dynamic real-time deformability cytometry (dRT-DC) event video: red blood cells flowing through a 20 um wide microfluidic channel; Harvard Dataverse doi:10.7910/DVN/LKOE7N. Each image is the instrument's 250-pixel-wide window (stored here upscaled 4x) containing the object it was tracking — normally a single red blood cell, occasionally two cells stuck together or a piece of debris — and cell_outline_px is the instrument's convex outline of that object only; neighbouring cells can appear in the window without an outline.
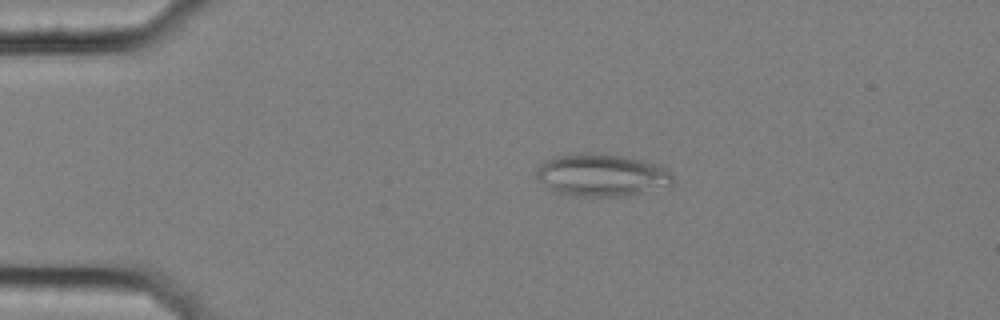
{"species": "common noctule bat (a hibernating species)", "species_latin": "Nyctalus noctula", "temperature_condition": "cold", "stored_images_in_passage": 46, "camera_frame_rate_fps": 3000, "um_per_image_px": 0.085, "animal": {"sex": "female", "body_mass_g": 25.1}, "frame": {"image": 1, "passage_image": 1, "time_ms": 0.0, "image_size_px": [1000, 320], "cell_outline_px": [[672, 184], [640, 192], [620, 196], [580, 196], [560, 192], [552, 188], [540, 180], [536, 176], [536, 168], [552, 156], [580, 152], [604, 152], [624, 156], [656, 164], [668, 168], [672, 176]], "centroid_in_image_um": [51.13, 14.83], "position_along_channel_um": 33.9, "area_um2": 33.41}}
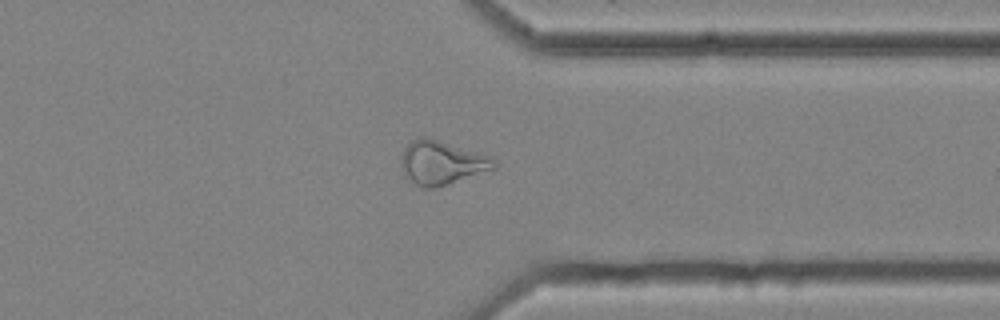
{"frame": {"image": 2, "passage_image": 34, "time_ms": 11.0, "image_size_px": [1000, 320], "cell_outline_px": [[496, 168], [432, 188], [420, 188], [404, 172], [400, 164], [400, 156], [404, 148], [412, 140], [420, 136], [428, 136], [492, 156], [496, 164]], "centroid_in_image_um": [37.53, 13.78], "position_along_channel_um": 373.9, "area_um2": 23.58}}
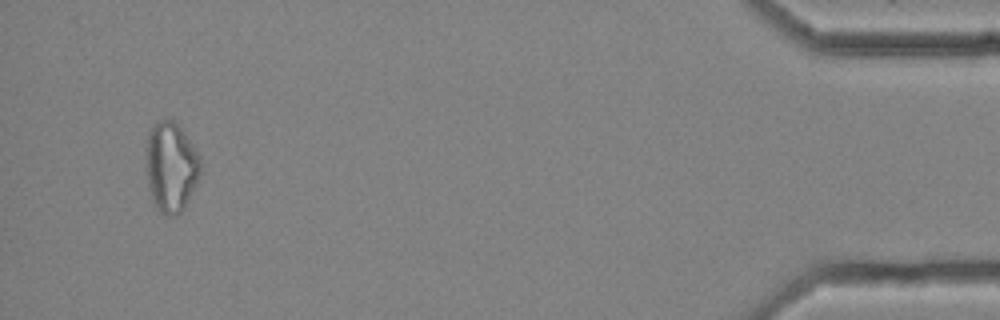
{"frame": {"image": 3, "passage_image": 44, "time_ms": 14.333, "image_size_px": [1000, 320], "cell_outline_px": [[200, 176], [184, 208], [176, 216], [164, 216], [156, 208], [152, 200], [148, 184], [148, 132], [152, 124], [156, 120], [176, 120], [180, 124], [200, 156]], "centroid_in_image_um": [14.56, 14.17], "position_along_channel_um": 420.6, "area_um2": 28.55}, "authors_computed_cell_mechanics": {"area_um2": 23.1778, "velocity_mm_per_s": 3.5309, "shape_relaxation_time_tau1_ms": null, "shape_relaxation_time_tau2_ms": 5.7918, "deformation_change_tau1": null, "deformation_change_tau2": 0.1436}}